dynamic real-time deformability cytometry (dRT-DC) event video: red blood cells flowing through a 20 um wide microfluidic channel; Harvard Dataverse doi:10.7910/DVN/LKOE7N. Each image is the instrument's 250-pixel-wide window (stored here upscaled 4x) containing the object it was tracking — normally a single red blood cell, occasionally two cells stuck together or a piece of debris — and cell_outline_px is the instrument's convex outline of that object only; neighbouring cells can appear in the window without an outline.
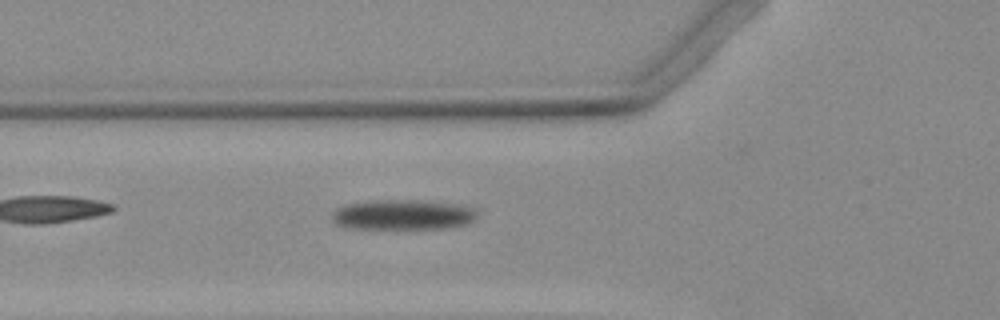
{"species": "Egyptian fruit bat (a non-hibernating species)", "species_latin": "Rousettus aegyptiacus", "temperature_condition": "warm", "stored_images_in_passage": 40, "camera_frame_rate_fps": 3000, "um_per_image_px": 0.085, "animal": {"sex": "female"}, "frame": {"image": 1, "passage_image": 4, "time_ms": 1.0, "image_size_px": [1000, 320], "cell_outline_px": [[476, 216], [468, 224], [448, 228], [344, 228], [336, 224], [332, 220], [332, 212], [336, 208], [348, 204], [372, 200], [408, 200], [460, 204], [476, 208]], "centroid_in_image_um": [34.23, 18.25], "position_along_channel_um": 91.6, "area_um2": 25.49}}
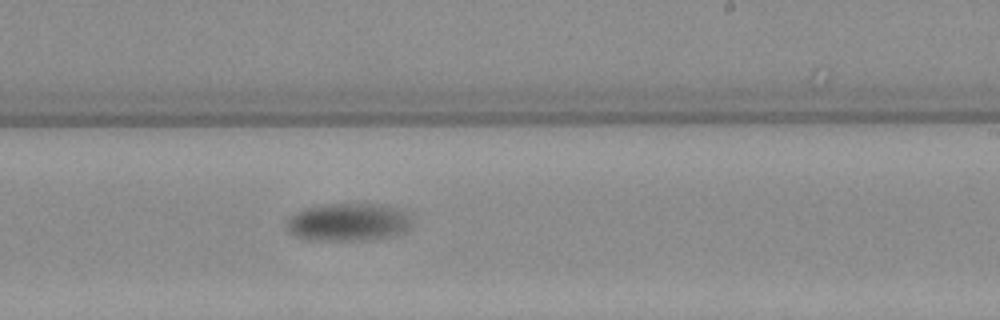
{"frame": {"image": 2, "passage_image": 18, "time_ms": 5.667, "image_size_px": [1000, 320], "cell_outline_px": [[408, 228], [392, 236], [368, 240], [308, 240], [292, 236], [288, 232], [284, 224], [288, 216], [304, 208], [324, 204], [376, 204], [404, 208], [408, 216]], "centroid_in_image_um": [29.5, 18.88], "position_along_channel_um": 259.5, "area_um2": 27.92}}
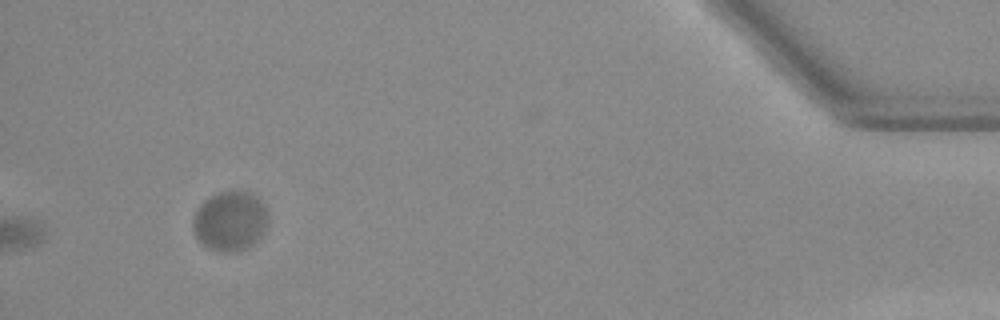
{"frame": {"image": 3, "passage_image": 37, "time_ms": 12.0, "image_size_px": [1000, 320], "cell_outline_px": [[268, 220], [264, 232], [252, 244], [244, 248], [228, 252], [216, 252], [208, 248], [196, 236], [192, 228], [192, 220], [200, 204], [204, 200], [220, 192], [236, 188], [252, 192], [264, 204]], "centroid_in_image_um": [19.56, 18.74], "position_along_channel_um": 415.6, "area_um2": 26.3}}